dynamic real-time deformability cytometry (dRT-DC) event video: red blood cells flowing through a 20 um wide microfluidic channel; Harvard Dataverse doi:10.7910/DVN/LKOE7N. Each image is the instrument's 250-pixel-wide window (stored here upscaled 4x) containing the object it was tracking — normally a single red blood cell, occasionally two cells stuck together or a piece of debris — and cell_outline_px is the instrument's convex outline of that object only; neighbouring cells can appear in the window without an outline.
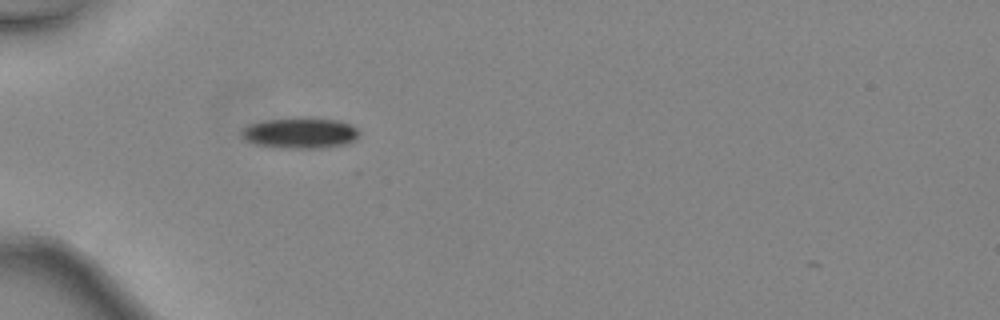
{"species": "common noctule bat (a hibernating species)", "species_latin": "Nyctalus noctula", "temperature_condition": "warm", "stored_images_in_passage": 32, "camera_frame_rate_fps": 3000, "um_per_image_px": 0.085, "animal": {"sex": "female", "body_mass_g": 24.6, "forearm_length_mm": 56.2}, "frame": {"image": 1, "passage_image": 1, "time_ms": 0.0, "image_size_px": [1000, 320], "cell_outline_px": [[360, 132], [352, 140], [344, 144], [320, 148], [280, 148], [256, 144], [240, 136], [240, 128], [248, 124], [264, 120], [296, 116], [308, 116], [340, 120], [352, 124]], "centroid_in_image_um": [25.47, 11.26], "position_along_channel_um": 59.5, "area_um2": 21.68}}
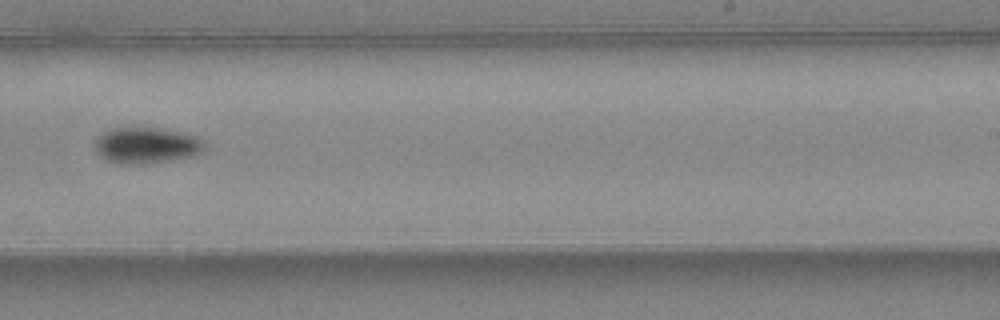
{"frame": {"image": 2, "passage_image": 16, "time_ms": 5.0, "image_size_px": [1000, 320], "cell_outline_px": [[204, 152], [196, 156], [144, 164], [120, 164], [104, 160], [96, 152], [92, 144], [104, 132], [112, 128], [156, 128], [180, 132], [196, 136], [204, 140]], "centroid_in_image_um": [12.44, 12.38], "position_along_channel_um": 276.6, "area_um2": 23.29}}
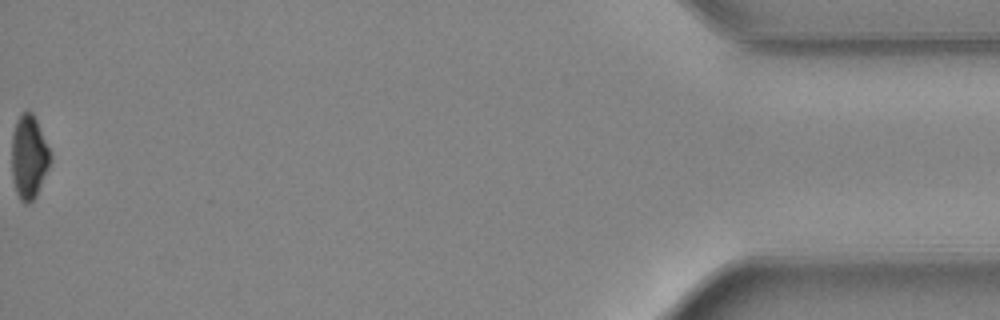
{"frame": {"image": 3, "passage_image": 32, "time_ms": 10.333, "image_size_px": [1000, 320], "cell_outline_px": [[52, 160], [36, 196], [28, 204], [24, 204], [20, 200], [16, 192], [12, 176], [12, 132], [16, 120], [20, 112], [28, 108], [32, 112], [36, 120], [52, 156]], "centroid_in_image_um": [2.45, 13.32], "position_along_channel_um": 432.8, "area_um2": 19.02}, "authors_computed_cell_mechanics": {"area_um2": 22.0507, "velocity_mm_per_s": 4.5723, "shape_relaxation_time_tau1_ms": 2.758, "shape_relaxation_time_tau2_ms": null, "deformation_change_tau1": 0.1007, "deformation_change_tau2": null}}